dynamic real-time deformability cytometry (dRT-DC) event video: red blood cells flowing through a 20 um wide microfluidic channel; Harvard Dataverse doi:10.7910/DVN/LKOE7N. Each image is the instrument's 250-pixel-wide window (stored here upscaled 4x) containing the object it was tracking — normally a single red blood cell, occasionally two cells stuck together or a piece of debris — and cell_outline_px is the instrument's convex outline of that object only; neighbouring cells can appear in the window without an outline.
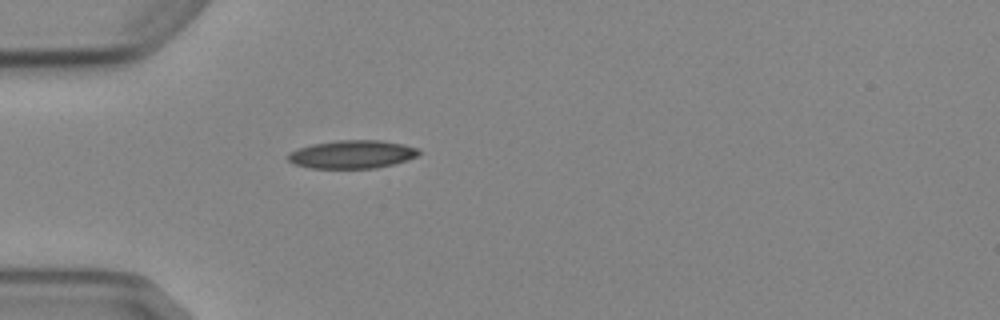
{"species": "Egyptian fruit bat (a non-hibernating species)", "species_latin": "Rousettus aegyptiacus", "temperature_condition": "cold", "stored_images_in_passage": 1, "camera_frame_rate_fps": 3000, "um_per_image_px": 0.085, "animal": {"sex": "female"}, "frame": {"image": 1, "passage_image": 1, "time_ms": 0.0, "image_size_px": [1000, 320], "cell_outline_px": [[420, 152], [416, 156], [408, 160], [376, 168], [312, 168], [296, 164], [288, 160], [284, 156], [288, 152], [312, 144], [336, 140], [380, 140], [404, 144], [416, 148]], "centroid_in_image_um": [29.9, 13.11], "position_along_channel_um": 55.1, "area_um2": 21.44}}